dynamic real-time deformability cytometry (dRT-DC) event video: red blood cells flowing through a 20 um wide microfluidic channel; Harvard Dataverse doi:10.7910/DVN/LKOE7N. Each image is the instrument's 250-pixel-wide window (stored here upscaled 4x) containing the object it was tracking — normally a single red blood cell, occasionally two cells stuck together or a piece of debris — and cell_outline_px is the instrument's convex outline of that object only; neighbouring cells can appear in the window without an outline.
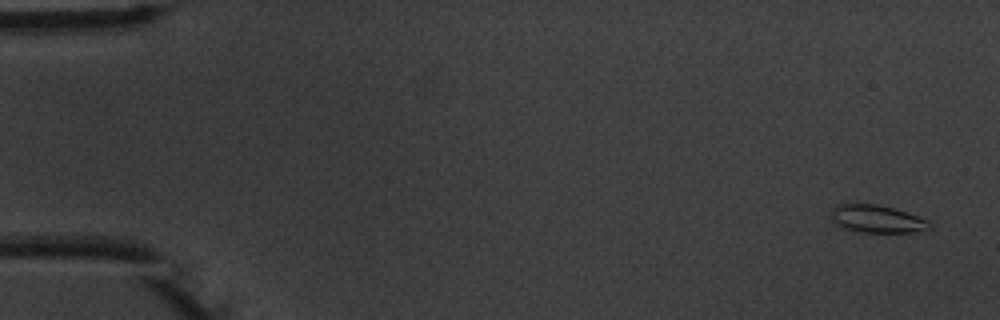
{"species": "common noctule bat (a hibernating species)", "species_latin": "Nyctalus noctula", "temperature_condition": "warm", "stored_images_in_passage": 5, "camera_frame_rate_fps": 3000, "um_per_image_px": 0.085, "animal": {"sex": "male", "body_mass_g": 20.1, "forearm_length_mm": 53.5}, "frame": {"image": 1, "passage_image": 1, "time_ms": 0.0, "image_size_px": [1000, 320], "cell_outline_px": [[932, 228], [912, 232], [856, 232], [844, 228], [836, 224], [832, 220], [832, 208], [836, 204], [876, 204], [892, 208], [928, 220], [932, 224]], "centroid_in_image_um": [74.52, 18.62], "position_along_channel_um": 10.5, "area_um2": 15.72}}
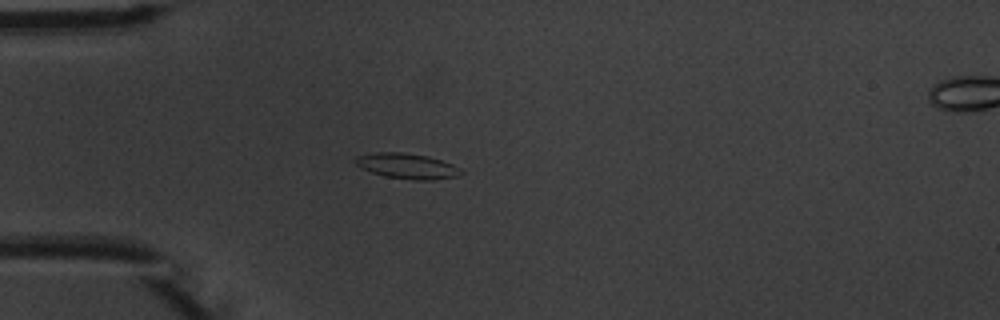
{"frame": {"image": 2, "passage_image": 4, "time_ms": 4.333, "image_size_px": [1000, 320], "cell_outline_px": [[464, 172], [456, 176], [432, 180], [412, 180], [384, 176], [360, 168], [356, 164], [356, 156], [376, 152], [400, 152], [428, 156], [452, 164], [460, 168]], "centroid_in_image_um": [34.6, 14.11], "position_along_channel_um": 50.4, "area_um2": 15.55}}